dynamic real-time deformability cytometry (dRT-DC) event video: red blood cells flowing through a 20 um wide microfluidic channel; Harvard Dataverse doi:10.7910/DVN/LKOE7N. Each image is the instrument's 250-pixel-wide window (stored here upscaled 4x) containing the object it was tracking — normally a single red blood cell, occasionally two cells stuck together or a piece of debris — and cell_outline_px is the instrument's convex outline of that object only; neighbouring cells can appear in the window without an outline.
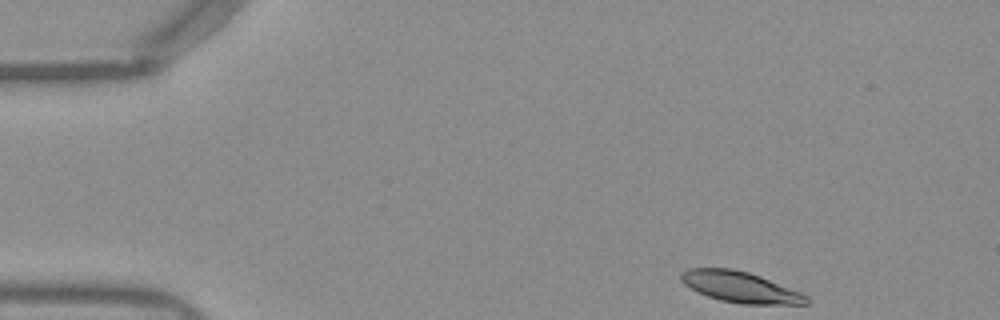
{"species": "Egyptian fruit bat (a non-hibernating species)", "species_latin": "Rousettus aegyptiacus", "temperature_condition": "warm", "stored_images_in_passage": 10, "camera_frame_rate_fps": 3000, "um_per_image_px": 0.085, "frame": {"image": 1, "passage_image": 1, "time_ms": 0.0, "image_size_px": [1000, 320], "cell_outline_px": [[812, 300], [808, 304], [740, 304], [720, 300], [708, 296], [684, 284], [680, 280], [680, 272], [688, 268], [732, 268], [748, 272], [760, 276], [800, 292], [808, 296]], "centroid_in_image_um": [62.93, 24.4], "position_along_channel_um": 22.1, "area_um2": 22.54}}